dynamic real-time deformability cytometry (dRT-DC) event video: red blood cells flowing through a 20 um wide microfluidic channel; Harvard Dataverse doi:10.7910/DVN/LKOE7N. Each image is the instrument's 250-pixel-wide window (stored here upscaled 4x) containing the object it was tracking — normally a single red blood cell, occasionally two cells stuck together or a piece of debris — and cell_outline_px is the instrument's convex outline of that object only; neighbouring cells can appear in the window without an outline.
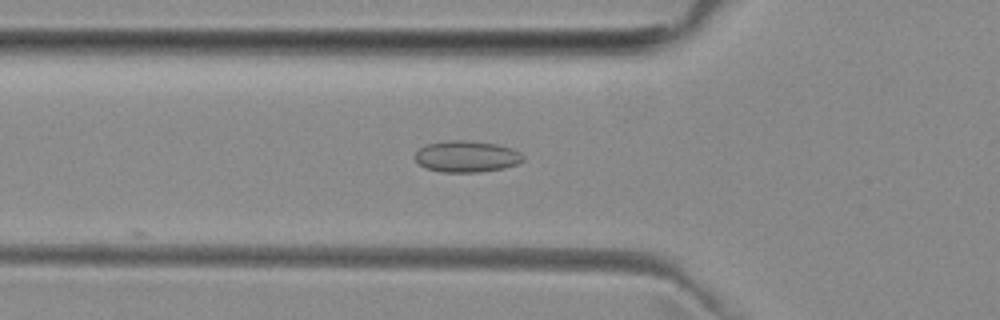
{"species": "common noctule bat (a hibernating species)", "species_latin": "Nyctalus noctula", "temperature_condition": "room temperature", "stored_images_in_passage": 5, "camera_frame_rate_fps": 3000, "um_per_image_px": 0.085, "animal": {"sex": "female", "body_mass_g": 29.2, "forearm_length_mm": 56.3}, "frame": {"image": 1, "passage_image": 5, "time_ms": 5.667, "image_size_px": [1000, 320], "cell_outline_px": [[524, 160], [516, 164], [504, 168], [480, 172], [440, 172], [428, 168], [420, 164], [416, 160], [416, 152], [424, 144], [448, 140], [472, 140], [496, 144], [512, 148], [520, 152], [524, 156]], "centroid_in_image_um": [39.68, 13.29], "position_along_channel_um": 86.1, "area_um2": 19.88}}